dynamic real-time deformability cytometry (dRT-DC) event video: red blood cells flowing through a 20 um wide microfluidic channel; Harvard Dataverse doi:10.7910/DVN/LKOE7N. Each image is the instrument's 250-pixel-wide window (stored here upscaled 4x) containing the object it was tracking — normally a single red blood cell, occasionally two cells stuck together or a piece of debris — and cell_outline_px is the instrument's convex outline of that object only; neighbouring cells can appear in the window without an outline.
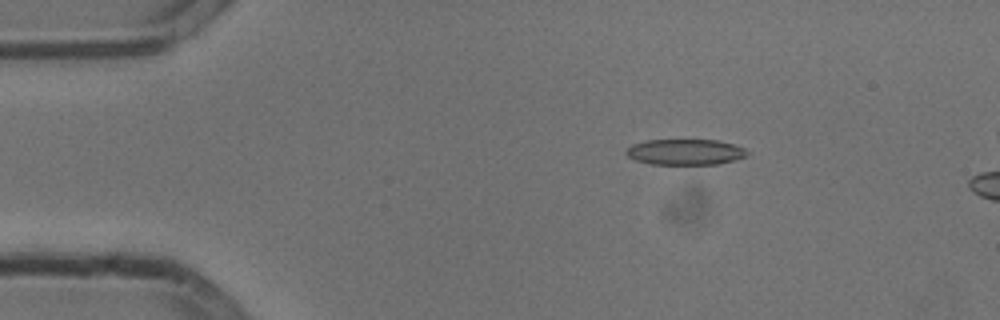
{"species": "common noctule bat (a hibernating species)", "species_latin": "Nyctalus noctula", "temperature_condition": "cold", "stored_images_in_passage": 12, "camera_frame_rate_fps": 3000, "um_per_image_px": 0.085, "animal": {"sex": "male", "body_mass_g": 13.3}, "frame": {"image": 1, "passage_image": 7, "time_ms": 2.0, "image_size_px": [1000, 320], "cell_outline_px": [[748, 152], [744, 156], [720, 164], [652, 164], [636, 160], [628, 156], [624, 152], [632, 144], [648, 140], [716, 140], [732, 144], [744, 148]], "centroid_in_image_um": [58.21, 12.92], "position_along_channel_um": 26.8, "area_um2": 17.92}}